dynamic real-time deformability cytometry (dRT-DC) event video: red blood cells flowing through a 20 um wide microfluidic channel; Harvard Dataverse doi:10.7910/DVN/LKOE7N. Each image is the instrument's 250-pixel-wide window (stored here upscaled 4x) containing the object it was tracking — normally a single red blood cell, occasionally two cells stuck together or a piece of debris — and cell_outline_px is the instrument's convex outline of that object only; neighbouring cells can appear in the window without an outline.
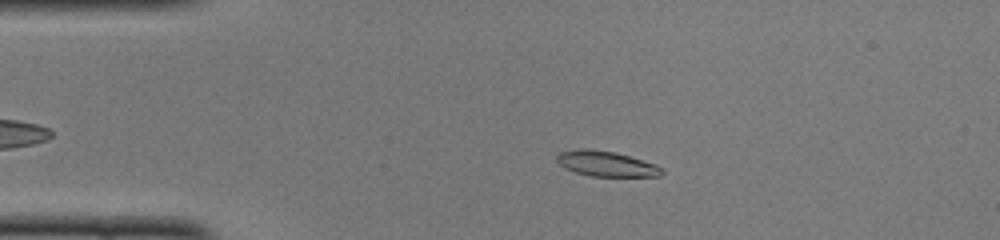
{"species": "common noctule bat (a hibernating species)", "species_latin": "Nyctalus noctula", "temperature_condition": "cold", "stored_images_in_passage": 39, "camera_frame_rate_fps": 3000, "um_per_image_px": 0.085, "animal": {"sex": "female", "body_mass_g": 22.0, "forearm_length_mm": 56.7}, "frame": {"image": 1, "passage_image": 10, "time_ms": 3.0, "image_size_px": [1000, 240], "cell_outline_px": [[664, 172], [660, 176], [592, 176], [576, 172], [564, 168], [556, 160], [556, 156], [560, 152], [580, 148], [584, 148], [616, 152], [656, 164]], "centroid_in_image_um": [51.51, 13.91], "position_along_channel_um": 33.5, "area_um2": 15.37}}
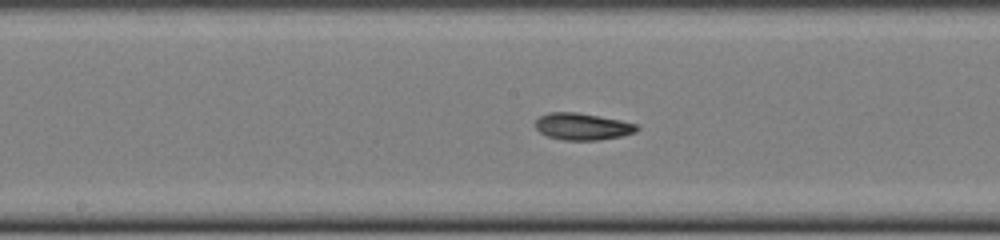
{"frame": {"image": 2, "passage_image": 25, "time_ms": 8.0, "image_size_px": [1000, 240], "cell_outline_px": [[640, 128], [636, 132], [620, 136], [600, 140], [564, 140], [548, 136], [540, 132], [536, 128], [536, 120], [540, 116], [548, 112], [576, 112], [620, 120], [636, 124]], "centroid_in_image_um": [49.51, 10.75], "position_along_channel_um": 198.7, "area_um2": 15.78}}
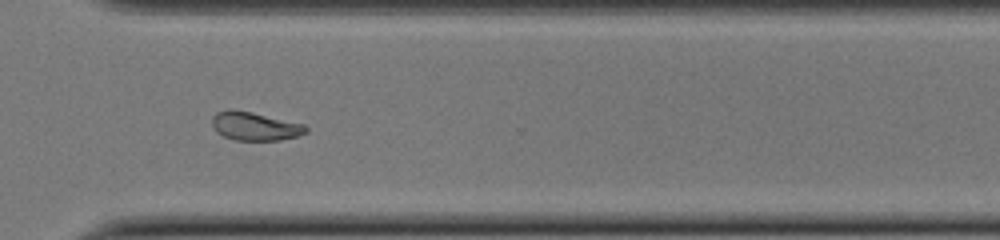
{"frame": {"image": 3, "passage_image": 36, "time_ms": 11.667, "image_size_px": [1000, 240], "cell_outline_px": [[308, 132], [296, 136], [280, 140], [232, 140], [216, 132], [212, 124], [212, 116], [216, 112], [232, 108], [252, 112], [304, 124], [308, 128]], "centroid_in_image_um": [21.64, 10.72], "position_along_channel_um": 349.0, "area_um2": 15.66}, "authors_computed_cell_mechanics": {"area_um2": 15.6638, "velocity_mm_per_s": 4.0848, "shape_relaxation_time_tau1_ms": 3.4976, "shape_relaxation_time_tau2_ms": 2.9144, "deformation_change_tau1": 0.1254, "deformation_change_tau2": 0.0788}}